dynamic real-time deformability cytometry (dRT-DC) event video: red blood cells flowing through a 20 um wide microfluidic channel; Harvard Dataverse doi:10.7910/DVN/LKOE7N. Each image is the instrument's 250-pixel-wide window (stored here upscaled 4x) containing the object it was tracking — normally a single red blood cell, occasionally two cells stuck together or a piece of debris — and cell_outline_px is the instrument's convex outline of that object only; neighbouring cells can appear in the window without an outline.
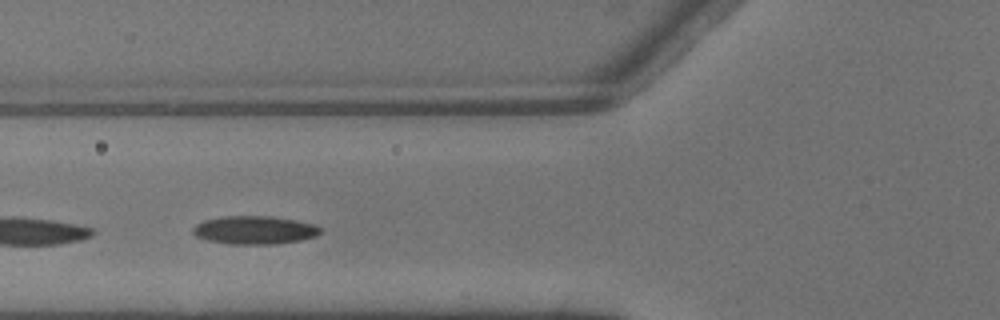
{"species": "common noctule bat (a hibernating species)", "species_latin": "Nyctalus noctula", "temperature_condition": "warm", "stored_images_in_passage": 2, "camera_frame_rate_fps": 3000, "um_per_image_px": 0.085, "animal": {"sex": "male", "body_mass_g": 13.3}, "frame": {"image": 1, "passage_image": 2, "time_ms": 0.333, "image_size_px": [1000, 320], "cell_outline_px": [[320, 232], [316, 236], [300, 240], [276, 244], [232, 244], [208, 240], [196, 236], [192, 232], [192, 228], [196, 224], [204, 220], [224, 216], [272, 216], [296, 220], [316, 224], [320, 228]], "centroid_in_image_um": [21.64, 19.55], "position_along_channel_um": 104.2, "area_um2": 20.98}}